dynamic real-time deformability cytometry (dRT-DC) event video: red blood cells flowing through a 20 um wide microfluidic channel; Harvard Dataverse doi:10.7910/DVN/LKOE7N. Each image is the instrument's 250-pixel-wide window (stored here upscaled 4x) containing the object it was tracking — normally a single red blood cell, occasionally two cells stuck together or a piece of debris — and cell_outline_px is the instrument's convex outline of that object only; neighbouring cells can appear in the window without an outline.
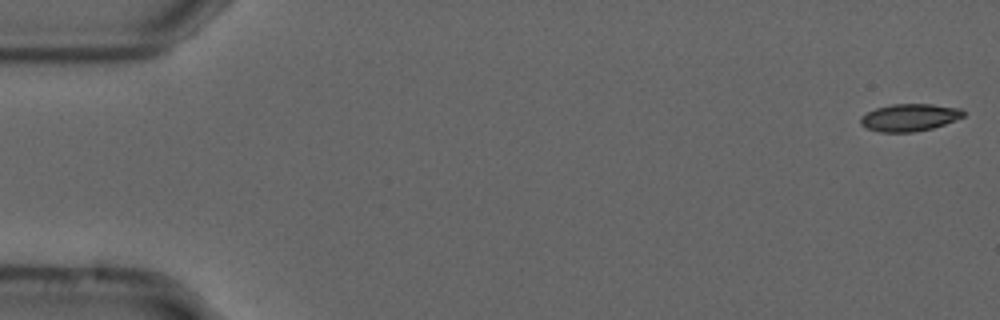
{"species": "common noctule bat (a hibernating species)", "species_latin": "Nyctalus noctula", "temperature_condition": "cold", "stored_images_in_passage": 55, "camera_frame_rate_fps": 3000, "um_per_image_px": 0.085, "animal": {"sex": "male", "forearm_length_mm": 52.5}, "frame": {"image": 1, "passage_image": 1, "time_ms": 0.0, "image_size_px": [1000, 320], "cell_outline_px": [[964, 116], [944, 124], [932, 128], [912, 132], [880, 132], [868, 128], [860, 124], [860, 116], [876, 108], [892, 104], [932, 104], [960, 108], [964, 112]], "centroid_in_image_um": [77.29, 9.98], "position_along_channel_um": 7.7, "area_um2": 16.24}}
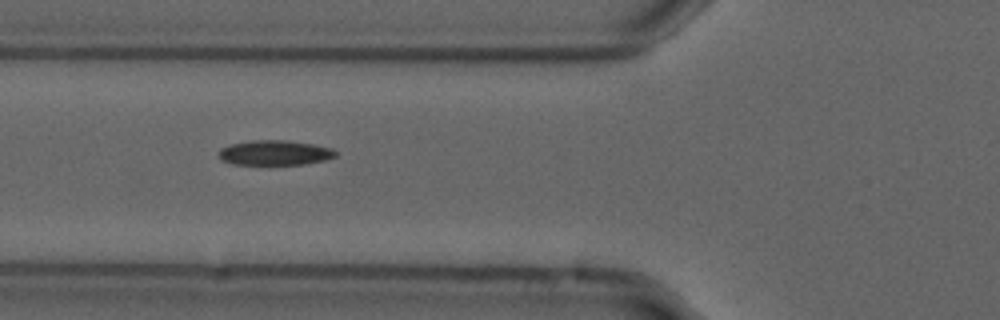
{"frame": {"image": 2, "passage_image": 20, "time_ms": 6.333, "image_size_px": [1000, 320], "cell_outline_px": [[336, 156], [324, 160], [304, 164], [232, 164], [224, 160], [220, 156], [220, 148], [228, 144], [252, 140], [284, 140], [312, 144], [332, 148], [336, 152]], "centroid_in_image_um": [23.35, 12.97], "position_along_channel_um": 102.4, "area_um2": 16.76}}
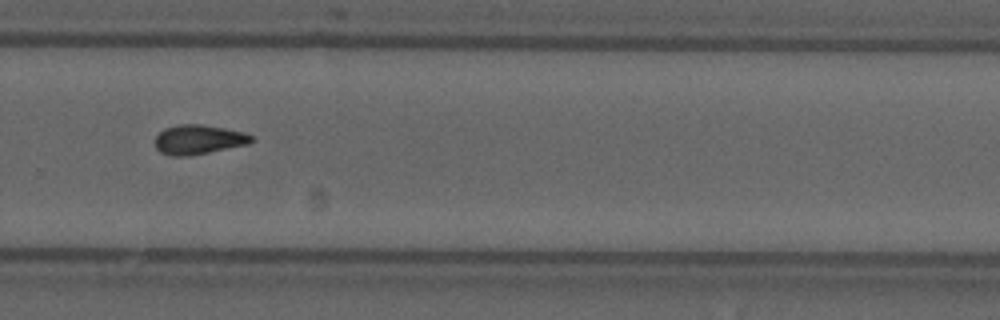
{"frame": {"image": 3, "passage_image": 37, "time_ms": 12.0, "image_size_px": [1000, 320], "cell_outline_px": [[256, 140], [248, 144], [188, 156], [172, 156], [160, 152], [156, 148], [152, 140], [164, 128], [180, 124], [200, 124], [224, 128], [244, 132], [256, 136]], "centroid_in_image_um": [16.88, 11.86], "position_along_channel_um": 312.9, "area_um2": 16.76}, "authors_computed_cell_mechanics": {"area_um2": 16.3574, "velocity_mm_per_s": 3.7149, "shape_relaxation_time_tau1_ms": 8.5896, "shape_relaxation_time_tau2_ms": null, "deformation_change_tau1": 0.1826, "deformation_change_tau2": null}}